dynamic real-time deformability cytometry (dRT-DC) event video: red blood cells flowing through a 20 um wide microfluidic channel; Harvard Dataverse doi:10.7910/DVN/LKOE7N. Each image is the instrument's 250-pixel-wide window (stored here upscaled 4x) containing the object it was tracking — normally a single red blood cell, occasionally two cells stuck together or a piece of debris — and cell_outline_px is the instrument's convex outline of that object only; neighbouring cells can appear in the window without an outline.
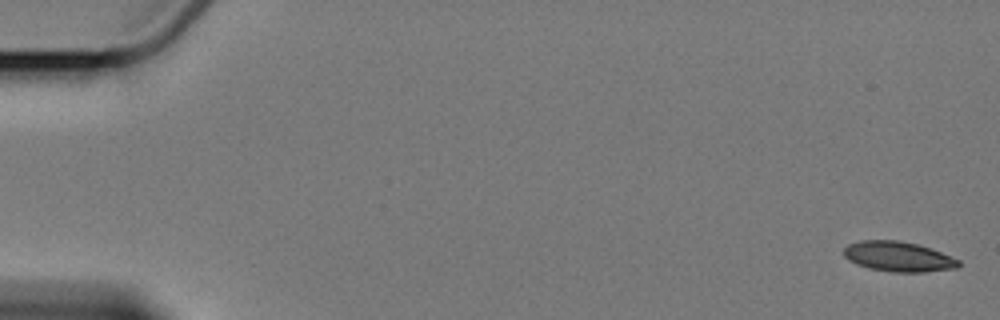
{"species": "Egyptian fruit bat (a non-hibernating species)", "species_latin": "Rousettus aegyptiacus", "temperature_condition": "cold", "stored_images_in_passage": 4, "camera_frame_rate_fps": 3000, "um_per_image_px": 0.085, "animal": {"sex": "female"}, "frame": {"image": 1, "passage_image": 1, "time_ms": 0.0, "image_size_px": [1000, 320], "cell_outline_px": [[960, 264], [956, 268], [924, 272], [892, 272], [868, 268], [856, 264], [848, 260], [844, 256], [844, 248], [848, 244], [860, 240], [900, 240], [920, 244], [932, 248], [960, 260]], "centroid_in_image_um": [76.35, 21.8], "position_along_channel_um": 8.6, "area_um2": 20.35}}